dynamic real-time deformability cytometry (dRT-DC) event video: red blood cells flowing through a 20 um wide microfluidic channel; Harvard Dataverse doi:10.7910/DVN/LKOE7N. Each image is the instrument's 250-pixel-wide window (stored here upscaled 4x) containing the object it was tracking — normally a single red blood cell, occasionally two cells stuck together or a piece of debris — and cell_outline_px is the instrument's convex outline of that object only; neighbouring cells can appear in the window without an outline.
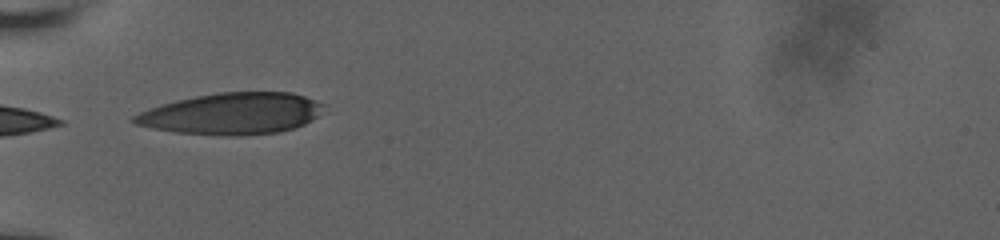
{"species": "human", "species_latin": "Homo sapiens", "temperature_condition": "room temperature", "stored_images_in_passage": 34, "camera_frame_rate_fps": 3000, "um_per_image_px": 0.085, "donor": {"sex": "male"}, "frame": {"image": 1, "passage_image": 1, "time_ms": 0.0, "image_size_px": [1000, 240], "cell_outline_px": [[328, 104], [312, 120], [304, 124], [292, 128], [276, 132], [236, 136], [220, 136], [176, 132], [152, 128], [136, 124], [132, 120], [132, 116], [148, 108], [160, 104], [176, 100], [196, 96], [220, 92], [292, 92]], "centroid_in_image_um": [19.72, 9.65], "position_along_channel_um": 65.3, "area_um2": 45.89}}
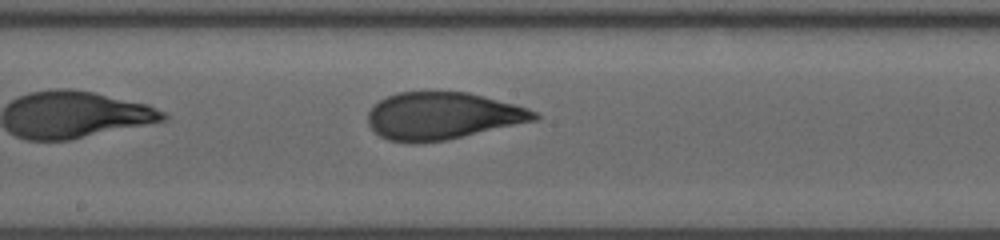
{"frame": {"image": 2, "passage_image": 13, "time_ms": 4.0, "image_size_px": [1000, 240], "cell_outline_px": [[540, 116], [536, 120], [444, 140], [416, 144], [412, 144], [388, 140], [380, 136], [368, 124], [368, 112], [372, 104], [396, 92], [468, 92], [484, 96], [528, 108], [536, 112]], "centroid_in_image_um": [37.56, 9.85], "position_along_channel_um": 210.6, "area_um2": 45.66}}
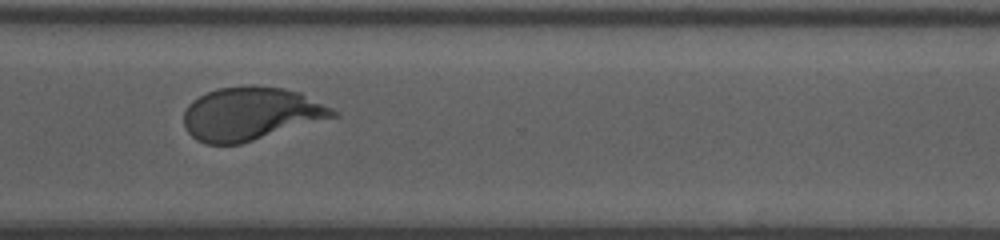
{"frame": {"image": 3, "passage_image": 24, "time_ms": 7.667, "image_size_px": [1000, 240], "cell_outline_px": [[340, 116], [240, 144], [204, 144], [196, 140], [188, 132], [184, 124], [184, 112], [188, 104], [192, 100], [216, 88], [248, 84], [256, 84], [284, 88], [300, 92], [340, 112]], "centroid_in_image_um": [21.34, 9.65], "position_along_channel_um": 349.3, "area_um2": 46.76}, "authors_computed_cell_mechanics": {"area_um2": 46.2111, "velocity_mm_per_s": 3.8008, "shape_relaxation_time_tau1_ms": 5.2088, "shape_relaxation_time_tau2_ms": 1.0561, "deformation_change_tau1": 0.2127, "deformation_change_tau2": 0.0749}}